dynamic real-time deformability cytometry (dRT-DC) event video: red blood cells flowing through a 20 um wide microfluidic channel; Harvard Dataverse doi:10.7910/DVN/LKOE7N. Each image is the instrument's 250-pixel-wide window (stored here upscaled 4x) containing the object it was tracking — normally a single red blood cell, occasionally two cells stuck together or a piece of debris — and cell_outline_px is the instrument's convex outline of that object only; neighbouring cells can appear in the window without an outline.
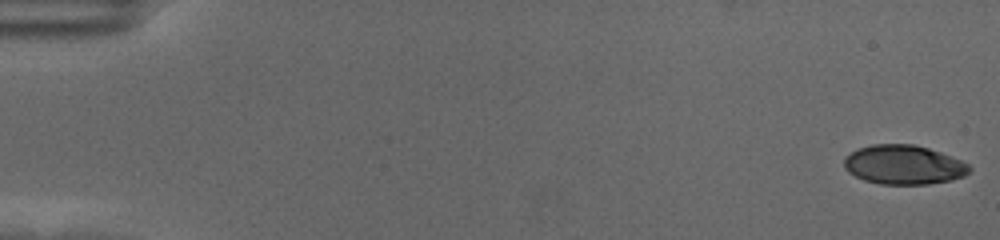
{"species": "human", "species_latin": "Homo sapiens", "temperature_condition": "cold", "stored_images_in_passage": 58, "camera_frame_rate_fps": 3000, "um_per_image_px": 0.085, "donor": {"sex": "female"}, "frame": {"image": 1, "passage_image": 1, "time_ms": 0.0, "image_size_px": [1000, 240], "cell_outline_px": [[972, 168], [964, 176], [952, 180], [928, 184], [880, 184], [864, 180], [848, 172], [844, 168], [844, 156], [856, 148], [872, 144], [912, 144], [928, 148], [940, 152], [960, 160], [968, 164]], "centroid_in_image_um": [76.78, 14.0], "position_along_channel_um": 8.2, "area_um2": 28.78}}
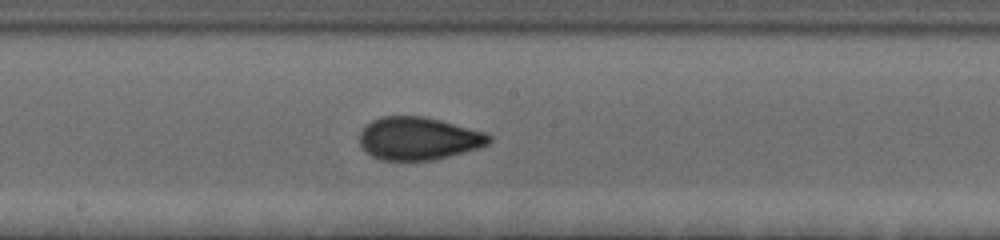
{"frame": {"image": 2, "passage_image": 32, "time_ms": 10.333, "image_size_px": [1000, 240], "cell_outline_px": [[492, 140], [488, 144], [476, 148], [448, 156], [432, 160], [380, 160], [372, 156], [360, 144], [360, 132], [364, 124], [380, 116], [424, 116], [440, 120], [484, 132], [492, 136]], "centroid_in_image_um": [35.54, 11.76], "position_along_channel_um": 212.7, "area_um2": 32.14}}
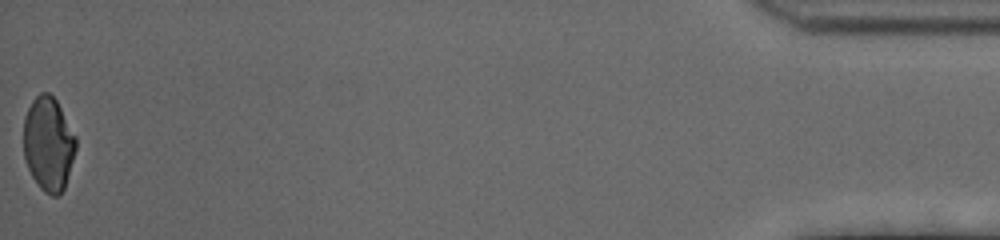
{"frame": {"image": 3, "passage_image": 58, "time_ms": 19.0, "image_size_px": [1000, 240], "cell_outline_px": [[76, 148], [64, 188], [60, 196], [52, 196], [44, 192], [40, 188], [32, 176], [24, 160], [24, 116], [32, 100], [40, 92], [48, 92], [56, 100], [76, 136]], "centroid_in_image_um": [4.11, 12.23], "position_along_channel_um": 431.1, "area_um2": 28.67}, "authors_computed_cell_mechanics": {"area_um2": 31.2698, "velocity_mm_per_s": 3.5406, "shape_relaxation_time_tau1_ms": 9.3921, "shape_relaxation_time_tau2_ms": 1.0695, "deformation_change_tau1": 0.1979, "deformation_change_tau2": 0.0611}}